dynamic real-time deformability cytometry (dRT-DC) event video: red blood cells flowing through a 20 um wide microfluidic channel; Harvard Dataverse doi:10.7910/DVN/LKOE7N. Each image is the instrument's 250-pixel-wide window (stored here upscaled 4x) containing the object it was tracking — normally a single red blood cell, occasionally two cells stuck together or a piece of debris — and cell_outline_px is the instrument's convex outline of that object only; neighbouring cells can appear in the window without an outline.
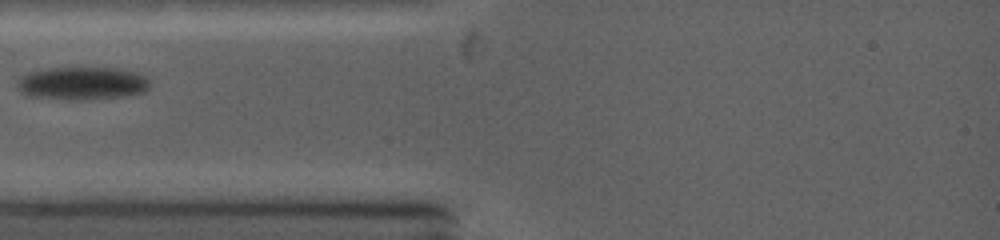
{"species": "common noctule bat (a hibernating species)", "species_latin": "Nyctalus noctula", "temperature_condition": "warm", "stored_images_in_passage": 16, "camera_frame_rate_fps": 5000, "um_per_image_px": 0.085, "animal": {"sex": "female", "body_mass_g": 19.0, "forearm_length_mm": 53.3}, "frame": {"image": 1, "passage_image": 1, "time_ms": 0.0, "image_size_px": [1000, 240], "cell_outline_px": [[148, 84], [140, 92], [120, 96], [28, 96], [20, 88], [20, 80], [28, 72], [40, 68], [116, 68], [132, 72], [144, 76], [148, 80]], "centroid_in_image_um": [6.97, 7.0], "position_along_channel_um": 78.0, "area_um2": 23.24}}
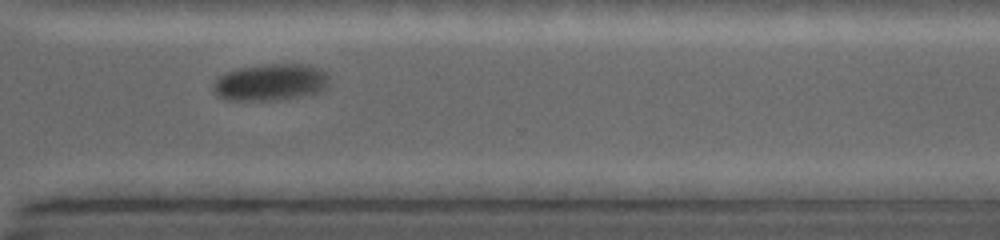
{"frame": {"image": 2, "passage_image": 14, "time_ms": 6.6, "image_size_px": [1000, 240], "cell_outline_px": [[328, 88], [320, 92], [280, 100], [228, 100], [216, 96], [212, 88], [212, 84], [220, 76], [228, 72], [244, 68], [272, 64], [308, 64], [324, 72], [328, 76]], "centroid_in_image_um": [23.01, 7.02], "position_along_channel_um": 347.6, "area_um2": 24.68}}
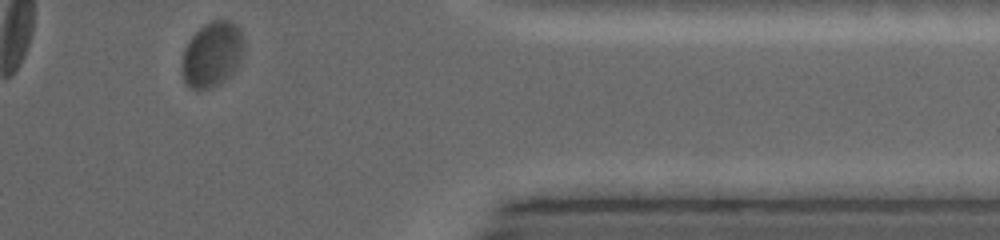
{"frame": {"image": 3, "passage_image": 16, "time_ms": 8.2, "image_size_px": [1000, 240], "cell_outline_px": [[244, 52], [232, 76], [212, 88], [188, 88], [180, 72], [180, 64], [184, 48], [192, 36], [204, 24], [212, 20], [228, 20], [236, 24], [244, 40]], "centroid_in_image_um": [18.02, 4.64], "position_along_channel_um": 393.4, "area_um2": 23.93}}